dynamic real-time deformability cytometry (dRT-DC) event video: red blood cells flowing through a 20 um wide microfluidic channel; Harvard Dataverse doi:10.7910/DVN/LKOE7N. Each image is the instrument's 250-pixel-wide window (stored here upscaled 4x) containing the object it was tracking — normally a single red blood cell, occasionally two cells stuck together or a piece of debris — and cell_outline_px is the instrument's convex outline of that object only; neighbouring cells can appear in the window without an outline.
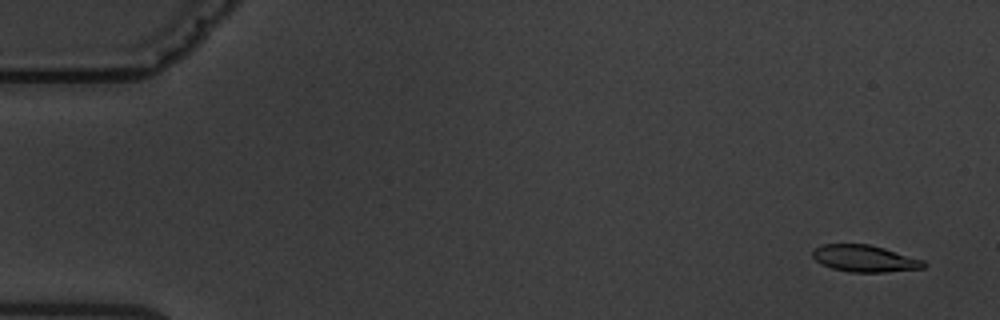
{"species": "common noctule bat (a hibernating species)", "species_latin": "Nyctalus noctula", "temperature_condition": "warm", "stored_images_in_passage": 5, "camera_frame_rate_fps": 3000, "um_per_image_px": 0.085, "animal": {"sex": "male", "body_mass_g": 19.5, "forearm_length_mm": 54.6}, "frame": {"image": 1, "passage_image": 1, "time_ms": 0.0, "image_size_px": [1000, 320], "cell_outline_px": [[924, 268], [884, 272], [848, 272], [832, 268], [816, 260], [812, 256], [812, 252], [816, 248], [824, 244], [868, 244], [884, 248], [924, 260]], "centroid_in_image_um": [73.5, 21.97], "position_along_channel_um": 11.5, "area_um2": 17.11}}
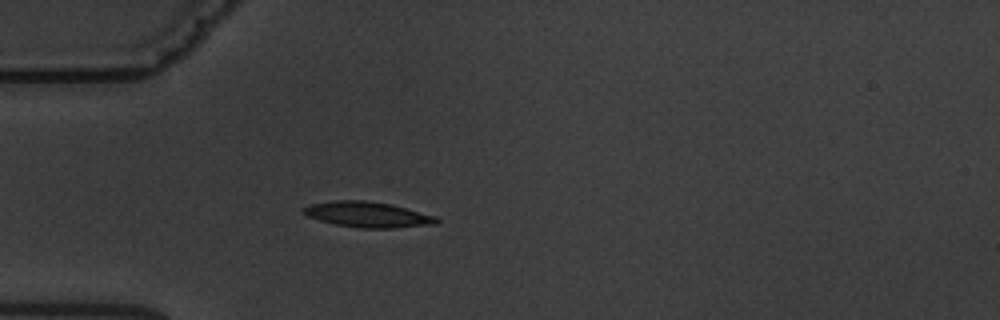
{"frame": {"image": 2, "passage_image": 5, "time_ms": 4.667, "image_size_px": [1000, 320], "cell_outline_px": [[440, 220], [436, 224], [392, 228], [360, 228], [336, 224], [320, 220], [308, 216], [300, 212], [300, 208], [312, 204], [336, 200], [368, 200], [392, 204], [436, 216]], "centroid_in_image_um": [31.25, 18.23], "position_along_channel_um": 53.7, "area_um2": 19.88}}